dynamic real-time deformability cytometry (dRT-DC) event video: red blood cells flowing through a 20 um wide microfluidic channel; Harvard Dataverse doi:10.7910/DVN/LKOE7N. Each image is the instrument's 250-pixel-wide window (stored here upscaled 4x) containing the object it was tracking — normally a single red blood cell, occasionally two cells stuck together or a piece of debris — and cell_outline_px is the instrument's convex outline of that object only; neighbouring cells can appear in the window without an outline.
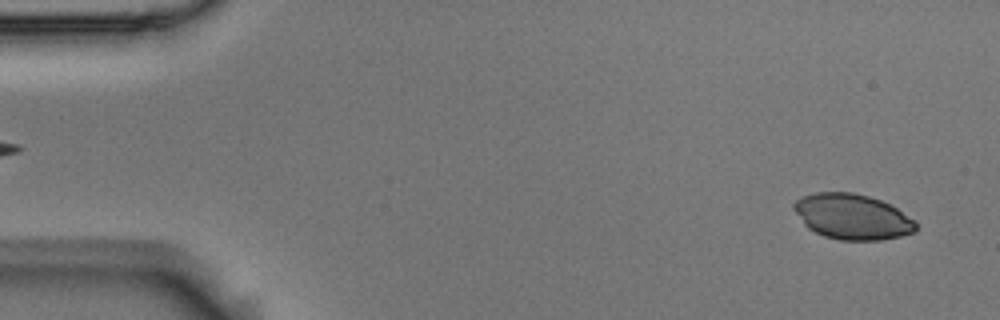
{"species": "Egyptian fruit bat (a non-hibernating species)", "species_latin": "Rousettus aegyptiacus", "temperature_condition": "room temperature", "stored_images_in_passage": 5, "segment_of_instrument_passage": [2, 2], "camera_frame_rate_fps": 3000, "um_per_image_px": 0.085, "animal": {"sex": "male"}, "frame": {"image": 1, "passage_image": 5, "time_ms": 1.333, "image_size_px": [1000, 320], "cell_outline_px": [[916, 228], [912, 232], [900, 236], [880, 240], [840, 240], [824, 236], [808, 228], [804, 224], [792, 208], [792, 204], [796, 200], [804, 196], [816, 192], [852, 192], [868, 196], [880, 200], [896, 208], [912, 220], [916, 224]], "centroid_in_image_um": [72.39, 18.41], "position_along_channel_um": 12.6, "area_um2": 31.91}}